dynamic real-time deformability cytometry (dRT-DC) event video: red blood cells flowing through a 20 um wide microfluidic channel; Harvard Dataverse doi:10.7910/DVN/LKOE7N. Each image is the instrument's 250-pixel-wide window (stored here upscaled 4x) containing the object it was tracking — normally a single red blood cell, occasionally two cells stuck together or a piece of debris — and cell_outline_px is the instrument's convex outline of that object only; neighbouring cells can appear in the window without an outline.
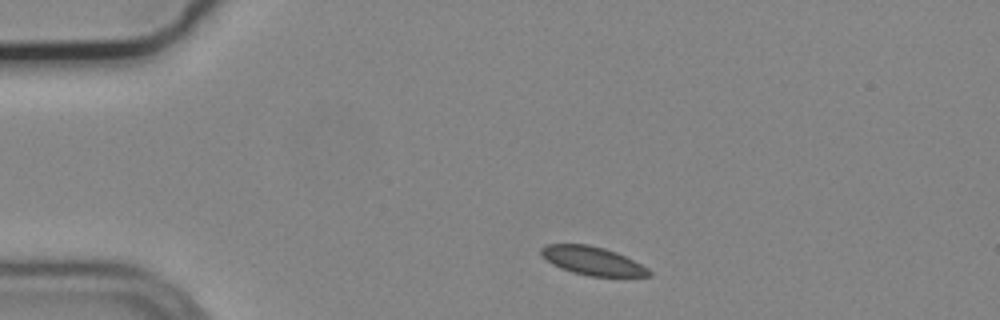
{"species": "common noctule bat (a hibernating species)", "species_latin": "Nyctalus noctula", "temperature_condition": "cold", "stored_images_in_passage": 8, "camera_frame_rate_fps": 3000, "um_per_image_px": 0.085, "animal": {"sex": "male", "body_mass_g": 19.2, "forearm_length_mm": 51.8}, "frame": {"image": 1, "passage_image": 1, "time_ms": 0.0, "image_size_px": [1000, 320], "cell_outline_px": [[652, 276], [588, 276], [572, 272], [560, 268], [552, 264], [540, 252], [540, 248], [548, 244], [588, 244], [604, 248], [616, 252], [648, 268], [652, 272]], "centroid_in_image_um": [50.36, 22.17], "position_along_channel_um": 34.6, "area_um2": 17.69}}
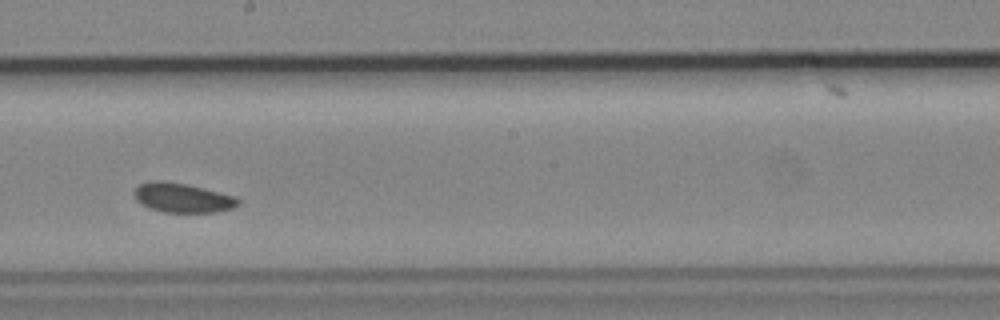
{"frame": {"image": 2, "passage_image": 6, "time_ms": 1.667, "image_size_px": [1000, 320], "cell_outline_px": [[240, 204], [232, 208], [216, 212], [164, 212], [140, 204], [136, 200], [132, 192], [140, 184], [152, 180], [164, 180], [184, 184], [236, 196], [240, 200]], "centroid_in_image_um": [15.49, 16.81], "position_along_channel_um": 232.7, "area_um2": 17.74}}
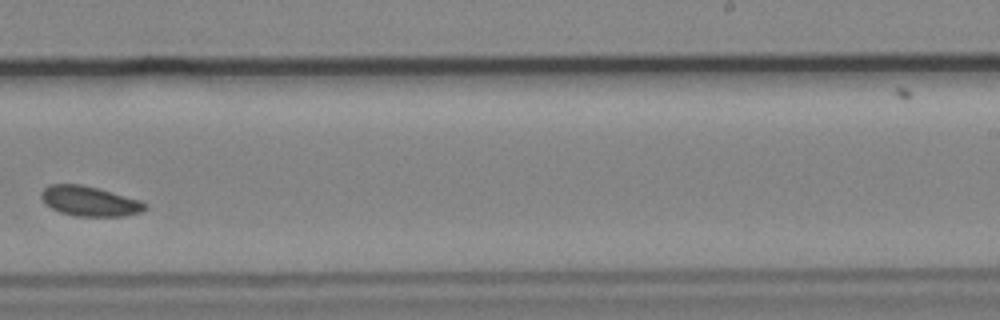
{"frame": {"image": 3, "passage_image": 7, "time_ms": 2.0, "image_size_px": [1000, 320], "cell_outline_px": [[148, 208], [140, 212], [124, 216], [76, 216], [60, 212], [52, 208], [40, 196], [40, 192], [48, 184], [80, 184], [96, 188], [140, 200], [148, 204]], "centroid_in_image_um": [7.62, 17.1], "position_along_channel_um": 281.4, "area_um2": 17.92}}